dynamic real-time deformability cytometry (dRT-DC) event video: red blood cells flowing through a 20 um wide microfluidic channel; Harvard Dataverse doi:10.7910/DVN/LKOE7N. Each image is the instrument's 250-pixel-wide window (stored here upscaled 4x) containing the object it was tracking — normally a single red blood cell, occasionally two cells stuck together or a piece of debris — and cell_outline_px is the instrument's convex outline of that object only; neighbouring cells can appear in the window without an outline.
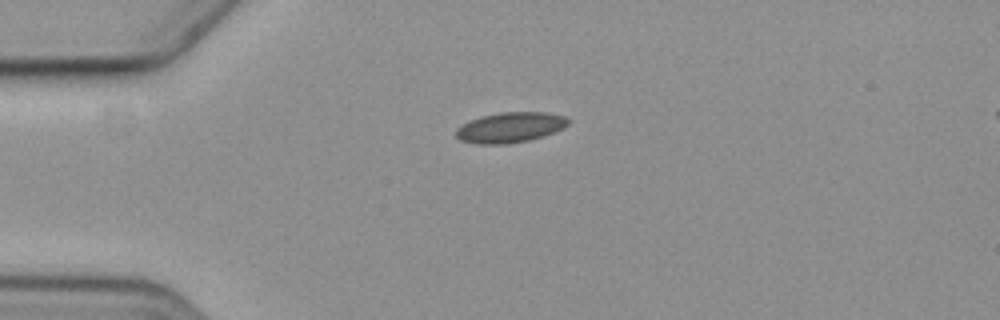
{"species": "common noctule bat (a hibernating species)", "species_latin": "Nyctalus noctula", "temperature_condition": "cold", "stored_images_in_passage": 2, "camera_frame_rate_fps": 3000, "um_per_image_px": 0.085, "animal": {"sex": "female", "body_mass_g": 19.3, "forearm_length_mm": 54.1}, "frame": {"image": 1, "passage_image": 2, "time_ms": 1.333, "image_size_px": [1000, 320], "cell_outline_px": [[572, 120], [564, 128], [544, 136], [528, 140], [508, 144], [476, 144], [460, 140], [456, 136], [456, 128], [468, 120], [480, 116], [500, 112], [548, 112], [564, 116]], "centroid_in_image_um": [43.37, 10.82], "position_along_channel_um": 41.6, "area_um2": 20.11}}